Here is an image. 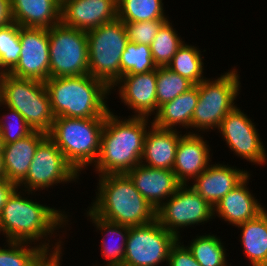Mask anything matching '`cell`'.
<instances>
[{
  "mask_svg": "<svg viewBox=\"0 0 267 266\" xmlns=\"http://www.w3.org/2000/svg\"><path fill=\"white\" fill-rule=\"evenodd\" d=\"M18 190L17 187L13 191L0 214V234L3 233L6 241L28 242L34 245H38L35 242L40 241L39 246L46 252L62 250L64 242L61 241L60 235L59 240L54 242L55 245L50 240L56 232L59 233L57 230L69 225V215H66V211L34 202L28 199L29 196L24 197L23 189L22 192Z\"/></svg>",
  "mask_w": 267,
  "mask_h": 266,
  "instance_id": "1",
  "label": "cell"
},
{
  "mask_svg": "<svg viewBox=\"0 0 267 266\" xmlns=\"http://www.w3.org/2000/svg\"><path fill=\"white\" fill-rule=\"evenodd\" d=\"M149 121V118L134 116L121 119L111 110L107 113L99 156L93 165L98 175L127 174L141 164L147 128L152 125Z\"/></svg>",
  "mask_w": 267,
  "mask_h": 266,
  "instance_id": "2",
  "label": "cell"
},
{
  "mask_svg": "<svg viewBox=\"0 0 267 266\" xmlns=\"http://www.w3.org/2000/svg\"><path fill=\"white\" fill-rule=\"evenodd\" d=\"M98 181L95 200L88 208L100 218L129 227L156 219V209L127 174L99 175Z\"/></svg>",
  "mask_w": 267,
  "mask_h": 266,
  "instance_id": "3",
  "label": "cell"
},
{
  "mask_svg": "<svg viewBox=\"0 0 267 266\" xmlns=\"http://www.w3.org/2000/svg\"><path fill=\"white\" fill-rule=\"evenodd\" d=\"M45 86L56 117H105L112 110L106 103L111 89L91 75L48 78Z\"/></svg>",
  "mask_w": 267,
  "mask_h": 266,
  "instance_id": "4",
  "label": "cell"
},
{
  "mask_svg": "<svg viewBox=\"0 0 267 266\" xmlns=\"http://www.w3.org/2000/svg\"><path fill=\"white\" fill-rule=\"evenodd\" d=\"M105 117H56L48 137L62 151L66 160L81 174L94 165L100 152Z\"/></svg>",
  "mask_w": 267,
  "mask_h": 266,
  "instance_id": "5",
  "label": "cell"
},
{
  "mask_svg": "<svg viewBox=\"0 0 267 266\" xmlns=\"http://www.w3.org/2000/svg\"><path fill=\"white\" fill-rule=\"evenodd\" d=\"M0 101L18 111L34 131L50 132L55 116L44 82L4 73Z\"/></svg>",
  "mask_w": 267,
  "mask_h": 266,
  "instance_id": "6",
  "label": "cell"
},
{
  "mask_svg": "<svg viewBox=\"0 0 267 266\" xmlns=\"http://www.w3.org/2000/svg\"><path fill=\"white\" fill-rule=\"evenodd\" d=\"M239 77L234 67L216 80L206 78L198 84L199 98L190 128L203 134L219 128L223 118L237 106L235 100L241 90Z\"/></svg>",
  "mask_w": 267,
  "mask_h": 266,
  "instance_id": "7",
  "label": "cell"
},
{
  "mask_svg": "<svg viewBox=\"0 0 267 266\" xmlns=\"http://www.w3.org/2000/svg\"><path fill=\"white\" fill-rule=\"evenodd\" d=\"M89 75L110 89L121 78V56L128 42L124 23L118 18L86 32Z\"/></svg>",
  "mask_w": 267,
  "mask_h": 266,
  "instance_id": "8",
  "label": "cell"
},
{
  "mask_svg": "<svg viewBox=\"0 0 267 266\" xmlns=\"http://www.w3.org/2000/svg\"><path fill=\"white\" fill-rule=\"evenodd\" d=\"M49 78L89 74L86 31L62 23L48 29Z\"/></svg>",
  "mask_w": 267,
  "mask_h": 266,
  "instance_id": "9",
  "label": "cell"
},
{
  "mask_svg": "<svg viewBox=\"0 0 267 266\" xmlns=\"http://www.w3.org/2000/svg\"><path fill=\"white\" fill-rule=\"evenodd\" d=\"M80 174L47 136L37 147L26 178L18 185L29 195L57 184L76 182ZM25 188V189H24Z\"/></svg>",
  "mask_w": 267,
  "mask_h": 266,
  "instance_id": "10",
  "label": "cell"
},
{
  "mask_svg": "<svg viewBox=\"0 0 267 266\" xmlns=\"http://www.w3.org/2000/svg\"><path fill=\"white\" fill-rule=\"evenodd\" d=\"M178 238L157 219L131 226L127 237L123 266H158L168 262L171 247Z\"/></svg>",
  "mask_w": 267,
  "mask_h": 266,
  "instance_id": "11",
  "label": "cell"
},
{
  "mask_svg": "<svg viewBox=\"0 0 267 266\" xmlns=\"http://www.w3.org/2000/svg\"><path fill=\"white\" fill-rule=\"evenodd\" d=\"M156 219L166 230L180 239V228L204 224L215 218L213 207L190 184H181L156 210Z\"/></svg>",
  "mask_w": 267,
  "mask_h": 266,
  "instance_id": "12",
  "label": "cell"
},
{
  "mask_svg": "<svg viewBox=\"0 0 267 266\" xmlns=\"http://www.w3.org/2000/svg\"><path fill=\"white\" fill-rule=\"evenodd\" d=\"M255 126L252 119L236 106L223 118L217 130L233 154L253 165H264L267 153Z\"/></svg>",
  "mask_w": 267,
  "mask_h": 266,
  "instance_id": "13",
  "label": "cell"
},
{
  "mask_svg": "<svg viewBox=\"0 0 267 266\" xmlns=\"http://www.w3.org/2000/svg\"><path fill=\"white\" fill-rule=\"evenodd\" d=\"M21 52L19 62L9 74L45 82L49 78L48 29L19 26Z\"/></svg>",
  "mask_w": 267,
  "mask_h": 266,
  "instance_id": "14",
  "label": "cell"
},
{
  "mask_svg": "<svg viewBox=\"0 0 267 266\" xmlns=\"http://www.w3.org/2000/svg\"><path fill=\"white\" fill-rule=\"evenodd\" d=\"M157 69L141 74H125L111 88L116 90L121 102L133 110L134 117L150 118L155 115L158 106L156 98ZM154 113V114H153Z\"/></svg>",
  "mask_w": 267,
  "mask_h": 266,
  "instance_id": "15",
  "label": "cell"
},
{
  "mask_svg": "<svg viewBox=\"0 0 267 266\" xmlns=\"http://www.w3.org/2000/svg\"><path fill=\"white\" fill-rule=\"evenodd\" d=\"M117 19V0H63L61 23L89 31Z\"/></svg>",
  "mask_w": 267,
  "mask_h": 266,
  "instance_id": "16",
  "label": "cell"
},
{
  "mask_svg": "<svg viewBox=\"0 0 267 266\" xmlns=\"http://www.w3.org/2000/svg\"><path fill=\"white\" fill-rule=\"evenodd\" d=\"M203 137L193 130L188 133L186 131L178 142L172 171L181 184L194 180L211 164V148Z\"/></svg>",
  "mask_w": 267,
  "mask_h": 266,
  "instance_id": "17",
  "label": "cell"
},
{
  "mask_svg": "<svg viewBox=\"0 0 267 266\" xmlns=\"http://www.w3.org/2000/svg\"><path fill=\"white\" fill-rule=\"evenodd\" d=\"M127 175L140 194L157 210L168 200L181 183L169 169H158L138 164Z\"/></svg>",
  "mask_w": 267,
  "mask_h": 266,
  "instance_id": "18",
  "label": "cell"
},
{
  "mask_svg": "<svg viewBox=\"0 0 267 266\" xmlns=\"http://www.w3.org/2000/svg\"><path fill=\"white\" fill-rule=\"evenodd\" d=\"M249 171L229 164H210L190 185L205 201L214 207L228 192L238 186Z\"/></svg>",
  "mask_w": 267,
  "mask_h": 266,
  "instance_id": "19",
  "label": "cell"
},
{
  "mask_svg": "<svg viewBox=\"0 0 267 266\" xmlns=\"http://www.w3.org/2000/svg\"><path fill=\"white\" fill-rule=\"evenodd\" d=\"M251 174H249L238 186L228 192L214 207L213 216L224 219L232 226H238L246 221L258 217L262 212V204L259 203L247 187Z\"/></svg>",
  "mask_w": 267,
  "mask_h": 266,
  "instance_id": "20",
  "label": "cell"
},
{
  "mask_svg": "<svg viewBox=\"0 0 267 266\" xmlns=\"http://www.w3.org/2000/svg\"><path fill=\"white\" fill-rule=\"evenodd\" d=\"M183 135L177 129H163L152 124L145 136L141 164L172 170L178 142Z\"/></svg>",
  "mask_w": 267,
  "mask_h": 266,
  "instance_id": "21",
  "label": "cell"
},
{
  "mask_svg": "<svg viewBox=\"0 0 267 266\" xmlns=\"http://www.w3.org/2000/svg\"><path fill=\"white\" fill-rule=\"evenodd\" d=\"M47 136L44 132L33 131L23 139L4 144V172L8 181L18 186L26 178L36 149Z\"/></svg>",
  "mask_w": 267,
  "mask_h": 266,
  "instance_id": "22",
  "label": "cell"
},
{
  "mask_svg": "<svg viewBox=\"0 0 267 266\" xmlns=\"http://www.w3.org/2000/svg\"><path fill=\"white\" fill-rule=\"evenodd\" d=\"M11 11L21 27L50 29L61 23L60 0H11Z\"/></svg>",
  "mask_w": 267,
  "mask_h": 266,
  "instance_id": "23",
  "label": "cell"
},
{
  "mask_svg": "<svg viewBox=\"0 0 267 266\" xmlns=\"http://www.w3.org/2000/svg\"><path fill=\"white\" fill-rule=\"evenodd\" d=\"M198 98V85H194L187 92L159 106L151 120L152 124L163 129L176 130L177 126L190 129Z\"/></svg>",
  "mask_w": 267,
  "mask_h": 266,
  "instance_id": "24",
  "label": "cell"
},
{
  "mask_svg": "<svg viewBox=\"0 0 267 266\" xmlns=\"http://www.w3.org/2000/svg\"><path fill=\"white\" fill-rule=\"evenodd\" d=\"M86 212V216L90 219V221H92V223H94L93 225L96 229L104 234V237L113 235L115 239L116 236L117 239H121H119V241L114 239H109L107 241V237L102 238V244L100 243V245L102 251L101 254L106 259V265L104 266H123L126 242L130 227L104 220L94 214L90 209Z\"/></svg>",
  "mask_w": 267,
  "mask_h": 266,
  "instance_id": "25",
  "label": "cell"
},
{
  "mask_svg": "<svg viewBox=\"0 0 267 266\" xmlns=\"http://www.w3.org/2000/svg\"><path fill=\"white\" fill-rule=\"evenodd\" d=\"M241 230L239 240L243 251L252 266H267V221L260 214L253 220L238 226Z\"/></svg>",
  "mask_w": 267,
  "mask_h": 266,
  "instance_id": "26",
  "label": "cell"
},
{
  "mask_svg": "<svg viewBox=\"0 0 267 266\" xmlns=\"http://www.w3.org/2000/svg\"><path fill=\"white\" fill-rule=\"evenodd\" d=\"M163 0H117V18L123 23L169 20Z\"/></svg>",
  "mask_w": 267,
  "mask_h": 266,
  "instance_id": "27",
  "label": "cell"
},
{
  "mask_svg": "<svg viewBox=\"0 0 267 266\" xmlns=\"http://www.w3.org/2000/svg\"><path fill=\"white\" fill-rule=\"evenodd\" d=\"M201 51L196 46L184 43L178 48L167 67L182 77L187 78L194 85H198L204 77V62Z\"/></svg>",
  "mask_w": 267,
  "mask_h": 266,
  "instance_id": "28",
  "label": "cell"
},
{
  "mask_svg": "<svg viewBox=\"0 0 267 266\" xmlns=\"http://www.w3.org/2000/svg\"><path fill=\"white\" fill-rule=\"evenodd\" d=\"M216 235H198L187 246L201 266H228L226 248Z\"/></svg>",
  "mask_w": 267,
  "mask_h": 266,
  "instance_id": "29",
  "label": "cell"
},
{
  "mask_svg": "<svg viewBox=\"0 0 267 266\" xmlns=\"http://www.w3.org/2000/svg\"><path fill=\"white\" fill-rule=\"evenodd\" d=\"M170 21L167 20L161 26L150 45L151 55L157 67H167L178 48L184 43Z\"/></svg>",
  "mask_w": 267,
  "mask_h": 266,
  "instance_id": "30",
  "label": "cell"
},
{
  "mask_svg": "<svg viewBox=\"0 0 267 266\" xmlns=\"http://www.w3.org/2000/svg\"><path fill=\"white\" fill-rule=\"evenodd\" d=\"M0 247V266H34L46 253L39 245L28 242L6 241Z\"/></svg>",
  "mask_w": 267,
  "mask_h": 266,
  "instance_id": "31",
  "label": "cell"
},
{
  "mask_svg": "<svg viewBox=\"0 0 267 266\" xmlns=\"http://www.w3.org/2000/svg\"><path fill=\"white\" fill-rule=\"evenodd\" d=\"M194 84L187 78L173 72L168 67H157L156 98L157 106L172 101L187 92Z\"/></svg>",
  "mask_w": 267,
  "mask_h": 266,
  "instance_id": "32",
  "label": "cell"
},
{
  "mask_svg": "<svg viewBox=\"0 0 267 266\" xmlns=\"http://www.w3.org/2000/svg\"><path fill=\"white\" fill-rule=\"evenodd\" d=\"M121 77L125 74H141L156 70L148 45L127 42L121 56Z\"/></svg>",
  "mask_w": 267,
  "mask_h": 266,
  "instance_id": "33",
  "label": "cell"
},
{
  "mask_svg": "<svg viewBox=\"0 0 267 266\" xmlns=\"http://www.w3.org/2000/svg\"><path fill=\"white\" fill-rule=\"evenodd\" d=\"M21 43L15 22L0 28V69L9 73L19 62Z\"/></svg>",
  "mask_w": 267,
  "mask_h": 266,
  "instance_id": "34",
  "label": "cell"
},
{
  "mask_svg": "<svg viewBox=\"0 0 267 266\" xmlns=\"http://www.w3.org/2000/svg\"><path fill=\"white\" fill-rule=\"evenodd\" d=\"M2 106L4 108H8L6 110L9 112L0 116V133L4 144H9L23 139L34 131L18 111L5 106L0 101V107Z\"/></svg>",
  "mask_w": 267,
  "mask_h": 266,
  "instance_id": "35",
  "label": "cell"
},
{
  "mask_svg": "<svg viewBox=\"0 0 267 266\" xmlns=\"http://www.w3.org/2000/svg\"><path fill=\"white\" fill-rule=\"evenodd\" d=\"M167 20H150L133 23H124L129 42L151 45L158 30Z\"/></svg>",
  "mask_w": 267,
  "mask_h": 266,
  "instance_id": "36",
  "label": "cell"
},
{
  "mask_svg": "<svg viewBox=\"0 0 267 266\" xmlns=\"http://www.w3.org/2000/svg\"><path fill=\"white\" fill-rule=\"evenodd\" d=\"M181 240L178 239L171 247L168 266H201L193 257L191 251L185 246Z\"/></svg>",
  "mask_w": 267,
  "mask_h": 266,
  "instance_id": "37",
  "label": "cell"
},
{
  "mask_svg": "<svg viewBox=\"0 0 267 266\" xmlns=\"http://www.w3.org/2000/svg\"><path fill=\"white\" fill-rule=\"evenodd\" d=\"M62 252H46L34 266H61Z\"/></svg>",
  "mask_w": 267,
  "mask_h": 266,
  "instance_id": "38",
  "label": "cell"
},
{
  "mask_svg": "<svg viewBox=\"0 0 267 266\" xmlns=\"http://www.w3.org/2000/svg\"><path fill=\"white\" fill-rule=\"evenodd\" d=\"M17 187L15 183L8 181L6 178L0 180V214L7 199Z\"/></svg>",
  "mask_w": 267,
  "mask_h": 266,
  "instance_id": "39",
  "label": "cell"
},
{
  "mask_svg": "<svg viewBox=\"0 0 267 266\" xmlns=\"http://www.w3.org/2000/svg\"><path fill=\"white\" fill-rule=\"evenodd\" d=\"M13 22L11 0H0V28Z\"/></svg>",
  "mask_w": 267,
  "mask_h": 266,
  "instance_id": "40",
  "label": "cell"
},
{
  "mask_svg": "<svg viewBox=\"0 0 267 266\" xmlns=\"http://www.w3.org/2000/svg\"><path fill=\"white\" fill-rule=\"evenodd\" d=\"M5 178L3 153H0V180Z\"/></svg>",
  "mask_w": 267,
  "mask_h": 266,
  "instance_id": "41",
  "label": "cell"
},
{
  "mask_svg": "<svg viewBox=\"0 0 267 266\" xmlns=\"http://www.w3.org/2000/svg\"><path fill=\"white\" fill-rule=\"evenodd\" d=\"M3 148H4V143H3V138H2L1 133H0V153H2Z\"/></svg>",
  "mask_w": 267,
  "mask_h": 266,
  "instance_id": "42",
  "label": "cell"
},
{
  "mask_svg": "<svg viewBox=\"0 0 267 266\" xmlns=\"http://www.w3.org/2000/svg\"><path fill=\"white\" fill-rule=\"evenodd\" d=\"M261 214L266 218V221H267V210H266V208H262V212H261Z\"/></svg>",
  "mask_w": 267,
  "mask_h": 266,
  "instance_id": "43",
  "label": "cell"
},
{
  "mask_svg": "<svg viewBox=\"0 0 267 266\" xmlns=\"http://www.w3.org/2000/svg\"><path fill=\"white\" fill-rule=\"evenodd\" d=\"M3 74L4 72L0 69V89H1V80H2Z\"/></svg>",
  "mask_w": 267,
  "mask_h": 266,
  "instance_id": "44",
  "label": "cell"
}]
</instances>
